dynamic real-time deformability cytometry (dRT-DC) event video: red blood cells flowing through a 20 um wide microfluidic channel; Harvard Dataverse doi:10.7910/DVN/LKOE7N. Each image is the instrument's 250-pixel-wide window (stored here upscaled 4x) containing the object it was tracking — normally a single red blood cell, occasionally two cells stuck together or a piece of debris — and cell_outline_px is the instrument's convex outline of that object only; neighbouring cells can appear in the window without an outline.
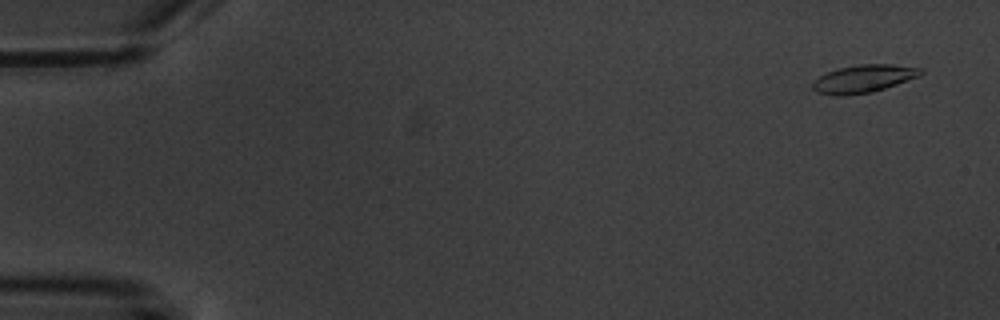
{"species": "common noctule bat (a hibernating species)", "species_latin": "Nyctalus noctula", "temperature_condition": "warm", "stored_images_in_passage": 5, "camera_frame_rate_fps": 3000, "um_per_image_px": 0.085, "animal": {"sex": "male", "body_mass_g": 20.1, "forearm_length_mm": 53.5}, "frame": {"image": 1, "passage_image": 1, "time_ms": 0.0, "image_size_px": [1000, 320], "cell_outline_px": [[924, 72], [920, 76], [872, 92], [844, 96], [836, 96], [816, 92], [812, 88], [812, 80], [828, 72], [840, 68], [860, 64], [892, 64], [924, 68]], "centroid_in_image_um": [73.41, 6.69], "position_along_channel_um": 11.6, "area_um2": 17.57}}
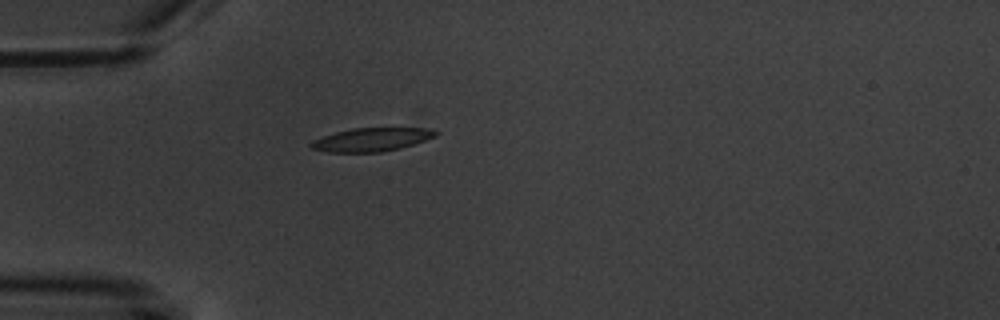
{"frame": {"image": 2, "passage_image": 5, "time_ms": 4.667, "image_size_px": [1000, 320], "cell_outline_px": [[440, 132], [436, 136], [400, 148], [380, 152], [328, 152], [312, 148], [308, 144], [312, 140], [336, 132], [352, 128], [424, 128]], "centroid_in_image_um": [31.55, 11.86], "position_along_channel_um": 53.4, "area_um2": 16.82}}